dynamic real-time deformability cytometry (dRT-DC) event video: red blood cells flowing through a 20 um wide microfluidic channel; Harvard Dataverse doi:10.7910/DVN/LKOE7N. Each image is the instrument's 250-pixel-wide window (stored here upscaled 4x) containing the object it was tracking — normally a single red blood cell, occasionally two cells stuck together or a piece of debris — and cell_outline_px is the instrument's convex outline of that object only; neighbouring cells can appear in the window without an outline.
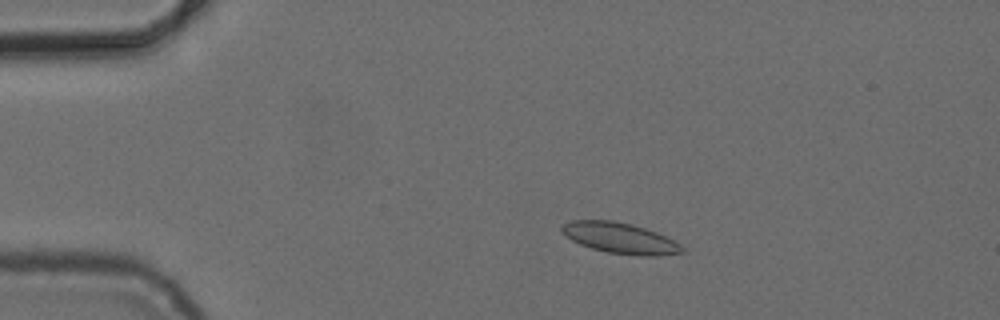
{"species": "common noctule bat (a hibernating species)", "species_latin": "Nyctalus noctula", "temperature_condition": "cold", "stored_images_in_passage": 7, "camera_frame_rate_fps": 3000, "um_per_image_px": 0.085, "animal": {"sex": "female", "body_mass_g": 24.6, "forearm_length_mm": 56.2}, "frame": {"image": 1, "passage_image": 3, "time_ms": 2.333, "image_size_px": [1000, 320], "cell_outline_px": [[684, 252], [656, 256], [640, 256], [608, 252], [592, 248], [580, 244], [572, 240], [560, 232], [560, 228], [564, 224], [572, 220], [612, 220], [632, 224], [656, 232], [680, 244], [684, 248]], "centroid_in_image_um": [52.68, 20.23], "position_along_channel_um": 32.3, "area_um2": 21.44}}
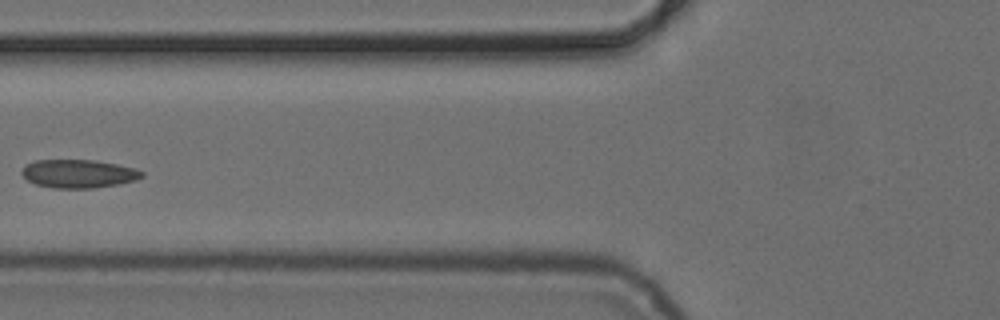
{"frame": {"image": 2, "passage_image": 6, "time_ms": 6.0, "image_size_px": [1000, 320], "cell_outline_px": [[144, 176], [136, 180], [116, 184], [92, 188], [52, 188], [36, 184], [28, 180], [20, 172], [24, 164], [36, 160], [96, 160], [136, 168], [144, 172]], "centroid_in_image_um": [6.66, 14.75], "position_along_channel_um": 119.1, "area_um2": 19.88}}
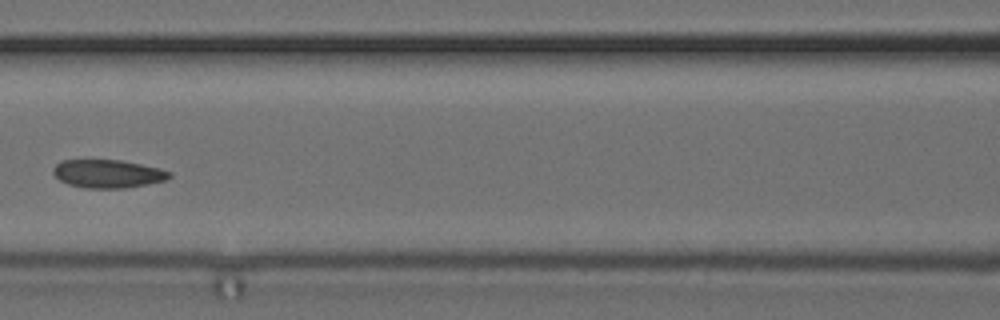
{"frame": {"image": 3, "passage_image": 7, "time_ms": 7.0, "image_size_px": [1000, 320], "cell_outline_px": [[172, 176], [164, 180], [148, 184], [124, 188], [84, 188], [68, 184], [60, 180], [52, 172], [52, 168], [60, 160], [120, 160], [160, 168], [172, 172]], "centroid_in_image_um": [9.15, 14.76], "position_along_channel_um": 157.4, "area_um2": 19.13}}